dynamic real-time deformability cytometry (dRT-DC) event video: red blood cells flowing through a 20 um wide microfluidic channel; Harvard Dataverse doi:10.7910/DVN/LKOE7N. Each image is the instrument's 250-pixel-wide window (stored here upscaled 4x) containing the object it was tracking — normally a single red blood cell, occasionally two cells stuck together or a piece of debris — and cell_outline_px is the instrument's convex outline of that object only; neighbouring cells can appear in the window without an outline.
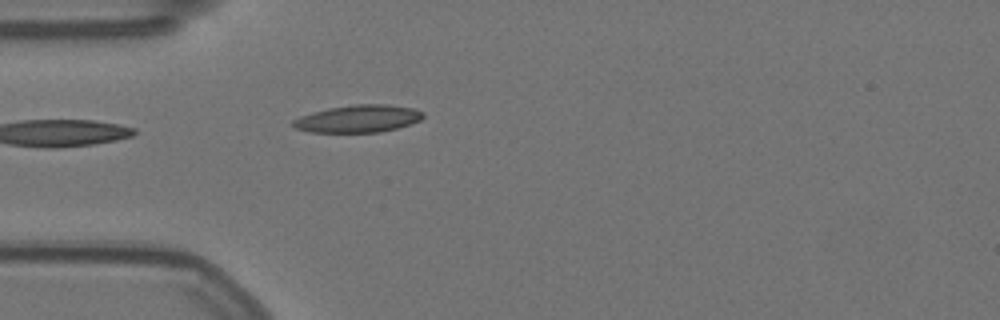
{"species": "Egyptian fruit bat (a non-hibernating species)", "species_latin": "Rousettus aegyptiacus", "temperature_condition": "warm", "stored_images_in_passage": 5, "camera_frame_rate_fps": 3000, "um_per_image_px": 0.085, "animal": {"sex": "female"}, "frame": {"image": 1, "passage_image": 1, "time_ms": 0.0, "image_size_px": [1000, 320], "cell_outline_px": [[424, 116], [420, 120], [396, 128], [380, 132], [312, 132], [296, 128], [292, 124], [292, 120], [300, 116], [312, 112], [328, 108], [352, 104], [388, 104], [412, 108], [424, 112]], "centroid_in_image_um": [30.44, 10.08], "position_along_channel_um": 54.6, "area_um2": 20.69}}